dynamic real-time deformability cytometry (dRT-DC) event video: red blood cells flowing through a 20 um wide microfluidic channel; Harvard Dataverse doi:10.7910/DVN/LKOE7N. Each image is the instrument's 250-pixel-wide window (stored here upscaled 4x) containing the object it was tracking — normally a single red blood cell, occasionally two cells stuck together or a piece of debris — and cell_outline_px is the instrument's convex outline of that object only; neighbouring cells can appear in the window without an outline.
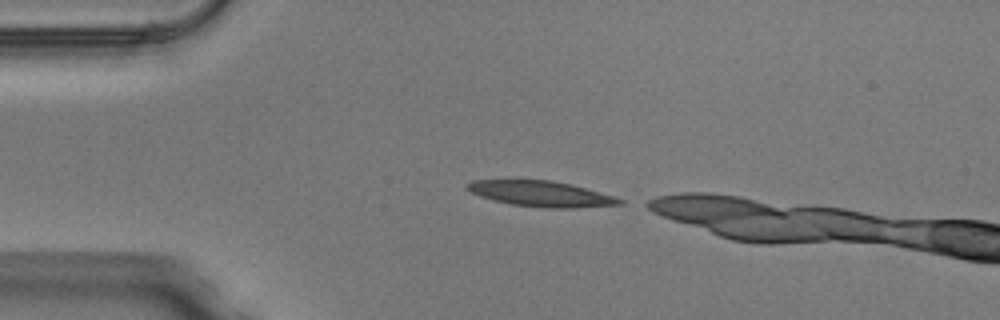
{"species": "Egyptian fruit bat (a non-hibernating species)", "species_latin": "Rousettus aegyptiacus", "temperature_condition": "warm", "stored_images_in_passage": 5, "camera_frame_rate_fps": 3000, "um_per_image_px": 0.085, "animal": {"sex": "male"}, "frame": {"image": 1, "passage_image": 1, "time_ms": 0.0, "image_size_px": [1000, 320], "cell_outline_px": [[624, 204], [572, 208], [544, 208], [512, 204], [480, 196], [464, 188], [464, 184], [472, 180], [552, 180], [572, 184], [612, 196], [624, 200]], "centroid_in_image_um": [45.97, 16.46], "position_along_channel_um": 39.0, "area_um2": 22.6}}